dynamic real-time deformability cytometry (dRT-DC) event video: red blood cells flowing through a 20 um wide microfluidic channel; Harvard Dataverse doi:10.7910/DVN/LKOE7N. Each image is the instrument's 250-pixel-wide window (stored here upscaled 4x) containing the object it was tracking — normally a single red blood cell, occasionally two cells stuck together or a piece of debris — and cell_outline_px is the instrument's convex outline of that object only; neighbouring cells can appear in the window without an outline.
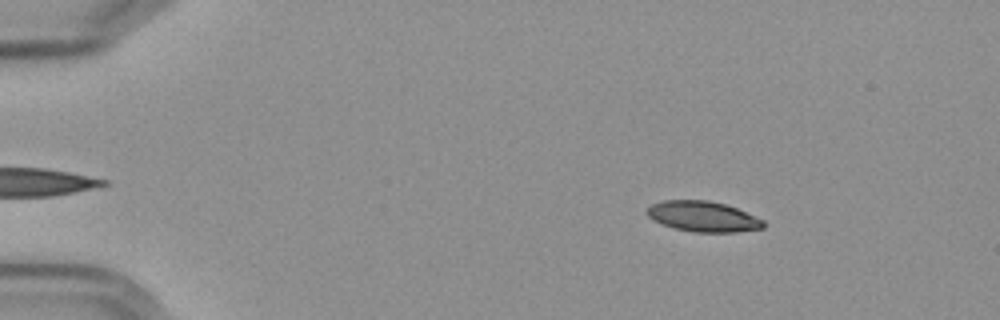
{"species": "Egyptian fruit bat (a non-hibernating species)", "species_latin": "Rousettus aegyptiacus", "temperature_condition": "cold", "stored_images_in_passage": 56, "camera_frame_rate_fps": 3000, "um_per_image_px": 0.085, "frame": {"image": 1, "passage_image": 8, "time_ms": 2.333, "image_size_px": [1000, 320], "cell_outline_px": [[764, 228], [736, 232], [696, 232], [672, 228], [652, 220], [644, 212], [652, 204], [664, 200], [708, 200], [724, 204], [736, 208], [764, 220]], "centroid_in_image_um": [59.72, 18.4], "position_along_channel_um": 25.3, "area_um2": 20.69}}
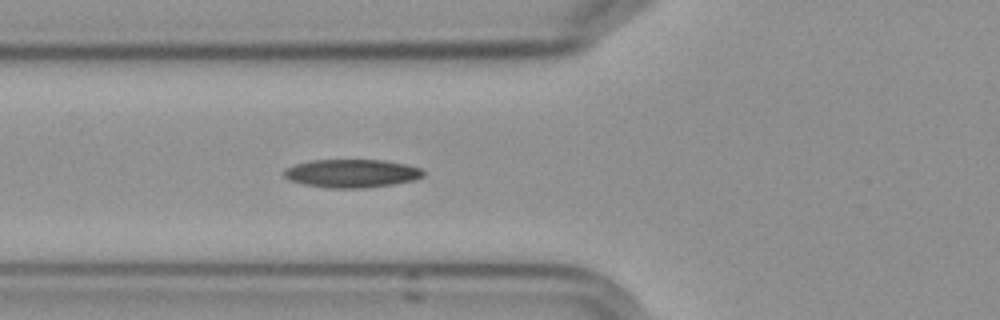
{"frame": {"image": 2, "passage_image": 21, "time_ms": 6.667, "image_size_px": [1000, 320], "cell_outline_px": [[424, 176], [416, 180], [392, 184], [364, 188], [328, 188], [304, 184], [288, 180], [280, 172], [284, 168], [296, 164], [312, 160], [384, 160], [404, 164], [420, 168], [424, 172]], "centroid_in_image_um": [29.86, 14.74], "position_along_channel_um": 95.9, "area_um2": 23.06}}
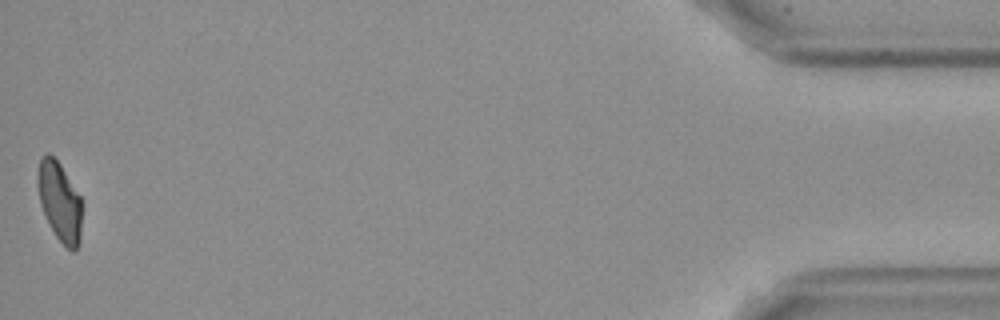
{"frame": {"image": 3, "passage_image": 56, "time_ms": 18.333, "image_size_px": [1000, 320], "cell_outline_px": [[80, 240], [76, 252], [72, 252], [56, 236], [40, 204], [36, 184], [36, 176], [40, 160], [48, 152], [60, 164], [80, 196]], "centroid_in_image_um": [5.04, 17.12], "position_along_channel_um": 430.2, "area_um2": 20.06}, "authors_computed_cell_mechanics": {"area_um2": 21.4149, "velocity_mm_per_s": 3.6005, "shape_relaxation_time_tau1_ms": null, "shape_relaxation_time_tau2_ms": 6.496, "deformation_change_tau1": null, "deformation_change_tau2": 0.107}}